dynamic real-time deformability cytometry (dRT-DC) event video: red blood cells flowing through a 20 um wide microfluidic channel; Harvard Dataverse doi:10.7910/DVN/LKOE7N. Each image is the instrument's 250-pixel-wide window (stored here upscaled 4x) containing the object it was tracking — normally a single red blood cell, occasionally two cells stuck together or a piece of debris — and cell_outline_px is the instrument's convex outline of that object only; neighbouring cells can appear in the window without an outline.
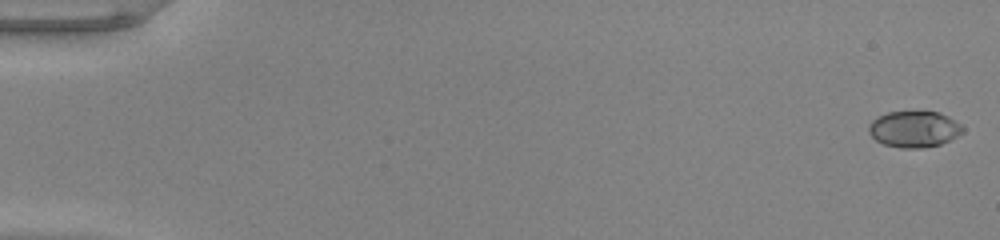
{"species": "common noctule bat (a hibernating species)", "species_latin": "Nyctalus noctula", "temperature_condition": "warm", "stored_images_in_passage": 53, "camera_frame_rate_fps": 3000, "um_per_image_px": 0.085, "animal": {"sex": "male", "body_mass_g": 20.0, "forearm_length_mm": 53.3}, "frame": {"image": 1, "passage_image": 1, "time_ms": 0.0, "image_size_px": [1000, 240], "cell_outline_px": [[964, 132], [940, 144], [924, 148], [900, 148], [884, 144], [876, 140], [868, 132], [868, 124], [872, 120], [888, 112], [940, 112], [948, 116], [960, 124], [964, 128]], "centroid_in_image_um": [77.69, 10.98], "position_along_channel_um": 7.3, "area_um2": 19.77}}
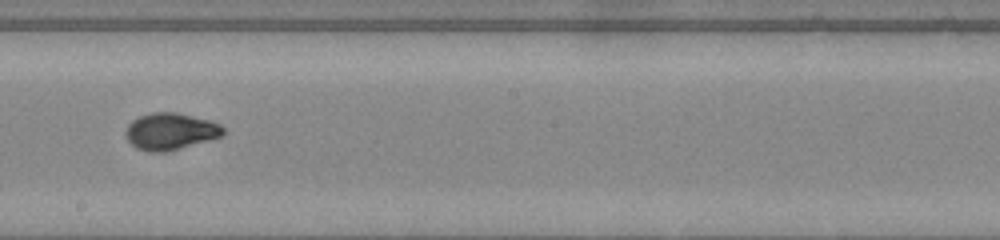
{"frame": {"image": 2, "passage_image": 31, "time_ms": 10.0, "image_size_px": [1000, 240], "cell_outline_px": [[224, 132], [220, 136], [208, 140], [168, 152], [148, 152], [136, 148], [128, 140], [124, 132], [128, 124], [132, 120], [140, 116], [152, 112], [176, 112], [208, 120], [220, 124], [224, 128]], "centroid_in_image_um": [14.45, 11.17], "position_along_channel_um": 233.8, "area_um2": 20.87}}
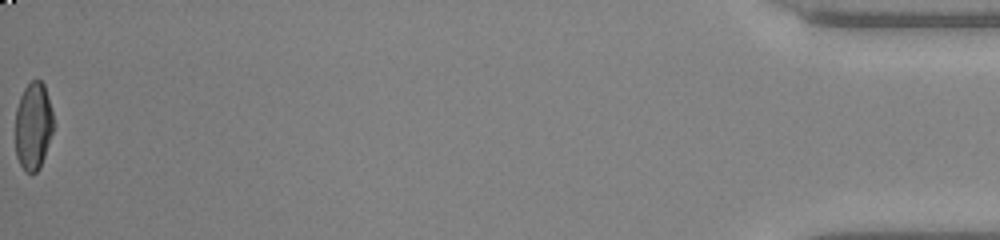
{"frame": {"image": 3, "passage_image": 53, "time_ms": 17.333, "image_size_px": [1000, 240], "cell_outline_px": [[52, 132], [40, 168], [36, 172], [24, 172], [16, 156], [16, 108], [20, 96], [24, 88], [32, 80], [40, 80], [44, 84], [52, 112]], "centroid_in_image_um": [2.81, 10.72], "position_along_channel_um": 432.4, "area_um2": 19.19}, "authors_computed_cell_mechanics": {"area_um2": 20.1722, "velocity_mm_per_s": 4.0032, "shape_relaxation_time_tau1_ms": 4.8375, "shape_relaxation_time_tau2_ms": null, "deformation_change_tau1": 0.2226, "deformation_change_tau2": null}}